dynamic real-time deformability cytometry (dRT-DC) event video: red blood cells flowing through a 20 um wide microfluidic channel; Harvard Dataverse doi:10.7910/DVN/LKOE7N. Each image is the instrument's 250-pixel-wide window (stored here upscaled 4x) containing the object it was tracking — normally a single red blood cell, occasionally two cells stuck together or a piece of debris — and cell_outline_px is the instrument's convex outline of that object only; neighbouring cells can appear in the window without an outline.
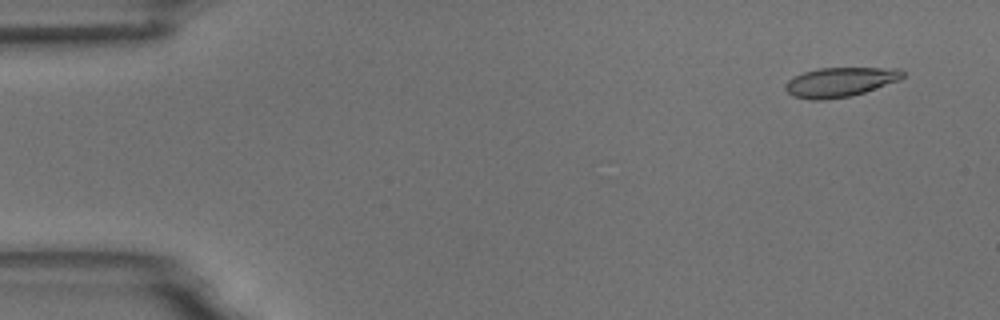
{"species": "common noctule bat (a hibernating species)", "species_latin": "Nyctalus noctula", "temperature_condition": "room temperature", "stored_images_in_passage": 5, "camera_frame_rate_fps": 3000, "um_per_image_px": 0.085, "animal": {"sex": "male", "body_mass_g": 18.8}, "frame": {"image": 1, "passage_image": 2, "time_ms": 1.0, "image_size_px": [1000, 320], "cell_outline_px": [[904, 76], [900, 80], [852, 96], [824, 100], [812, 100], [792, 96], [784, 88], [784, 84], [788, 80], [804, 72], [816, 68], [900, 68], [904, 72]], "centroid_in_image_um": [71.4, 6.98], "position_along_channel_um": 13.6, "area_um2": 20.23}}